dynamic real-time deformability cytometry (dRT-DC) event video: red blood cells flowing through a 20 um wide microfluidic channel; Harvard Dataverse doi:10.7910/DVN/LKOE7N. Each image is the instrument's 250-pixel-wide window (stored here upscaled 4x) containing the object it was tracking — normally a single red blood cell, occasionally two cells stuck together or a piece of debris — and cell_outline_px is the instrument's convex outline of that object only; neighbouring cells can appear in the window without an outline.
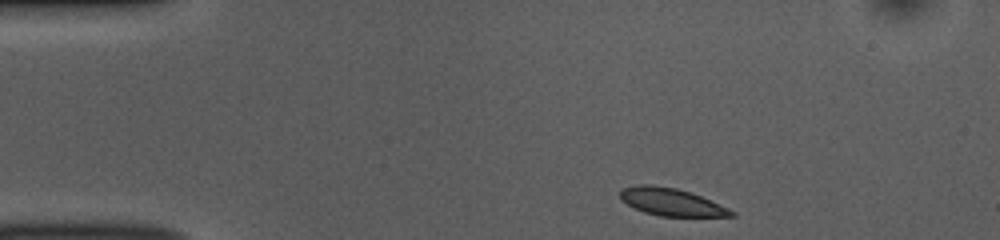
{"species": "common noctule bat (a hibernating species)", "species_latin": "Nyctalus noctula", "temperature_condition": "room temperature", "stored_images_in_passage": 45, "camera_frame_rate_fps": 3000, "um_per_image_px": 0.085, "animal": {"sex": "female", "body_mass_g": 10.0, "forearm_length_mm": 53.1}, "frame": {"image": 1, "passage_image": 1, "time_ms": 0.0, "image_size_px": [1000, 240], "cell_outline_px": [[736, 216], [660, 216], [644, 212], [620, 200], [620, 188], [636, 184], [652, 184], [676, 188], [700, 196], [728, 208], [736, 212]], "centroid_in_image_um": [57.01, 17.15], "position_along_channel_um": 28.0, "area_um2": 17.74}}
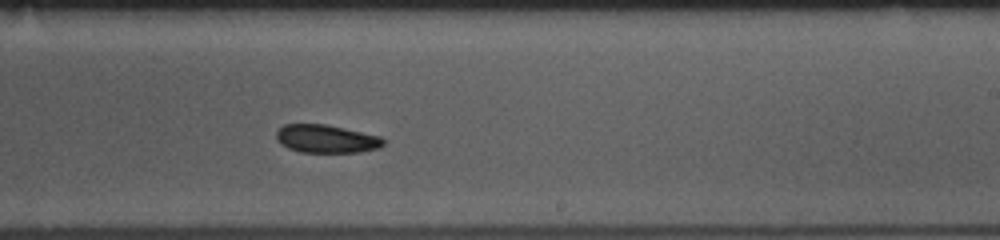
{"frame": {"image": 2, "passage_image": 24, "time_ms": 7.667, "image_size_px": [1000, 240], "cell_outline_px": [[384, 144], [380, 148], [360, 152], [300, 152], [288, 148], [280, 144], [276, 140], [276, 132], [284, 124], [324, 124], [344, 128], [380, 136], [384, 140]], "centroid_in_image_um": [27.72, 11.8], "position_along_channel_um": 261.3, "area_um2": 17.57}}
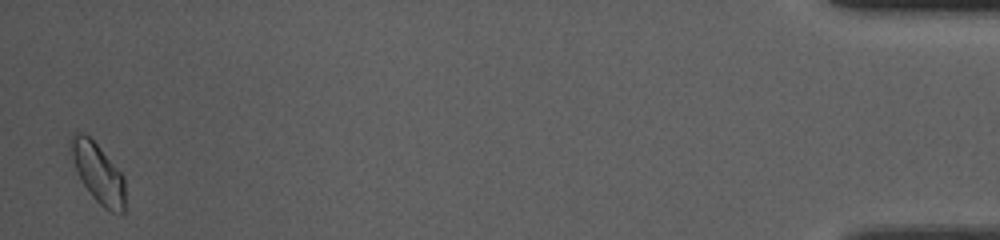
{"frame": {"image": 3, "passage_image": 44, "time_ms": 14.333, "image_size_px": [1000, 240], "cell_outline_px": [[124, 212], [112, 212], [104, 208], [92, 196], [84, 184], [76, 168], [72, 156], [68, 140], [68, 136], [72, 132], [84, 132], [100, 148], [124, 176]], "centroid_in_image_um": [8.31, 14.65], "position_along_channel_um": 426.9, "area_um2": 18.55}, "authors_computed_cell_mechanics": {"area_um2": 18.3804, "velocity_mm_per_s": 3.795, "shape_relaxation_time_tau1_ms": 4.045, "shape_relaxation_time_tau2_ms": null, "deformation_change_tau1": 0.0608, "deformation_change_tau2": null}}